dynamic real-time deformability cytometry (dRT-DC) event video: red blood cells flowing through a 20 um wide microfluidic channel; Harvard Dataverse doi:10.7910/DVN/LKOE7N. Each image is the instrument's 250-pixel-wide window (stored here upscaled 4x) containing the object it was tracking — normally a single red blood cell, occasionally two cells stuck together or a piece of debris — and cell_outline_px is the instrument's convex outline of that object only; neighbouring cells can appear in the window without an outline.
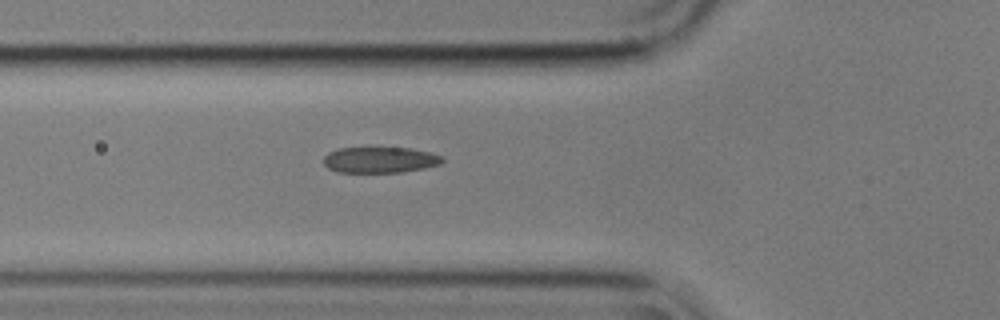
{"species": "common noctule bat (a hibernating species)", "species_latin": "Nyctalus noctula", "temperature_condition": "cold", "stored_images_in_passage": 3, "camera_frame_rate_fps": 3000, "um_per_image_px": 0.085, "animal": {"sex": "male", "body_mass_g": 17.9}, "frame": {"image": 1, "passage_image": 3, "time_ms": 0.667, "image_size_px": [1000, 320], "cell_outline_px": [[444, 160], [440, 164], [424, 168], [404, 172], [336, 172], [328, 168], [324, 164], [324, 156], [328, 152], [336, 148], [412, 148], [432, 152], [444, 156]], "centroid_in_image_um": [32.32, 13.58], "position_along_channel_um": 93.5, "area_um2": 18.15}}